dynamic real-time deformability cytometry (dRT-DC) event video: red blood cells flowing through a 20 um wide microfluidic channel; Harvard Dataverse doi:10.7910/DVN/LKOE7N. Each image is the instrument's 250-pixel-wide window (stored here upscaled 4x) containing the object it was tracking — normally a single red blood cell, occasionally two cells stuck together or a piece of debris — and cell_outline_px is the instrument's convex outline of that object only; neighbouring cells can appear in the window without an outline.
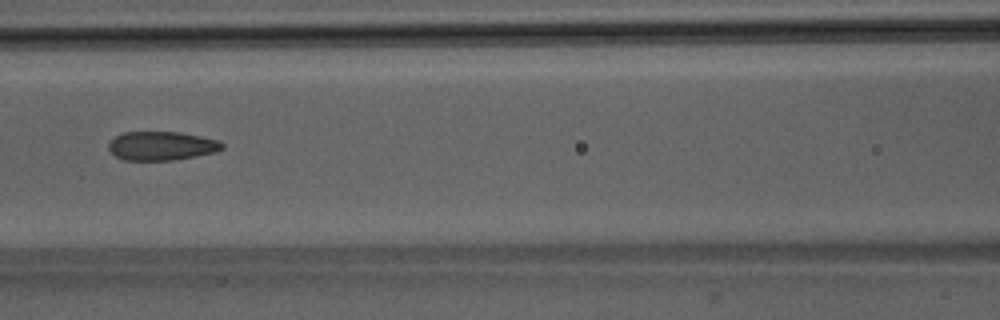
{"species": "Egyptian fruit bat (a non-hibernating species)", "species_latin": "Rousettus aegyptiacus", "temperature_condition": "room temperature", "stored_images_in_passage": 7, "camera_frame_rate_fps": 3000, "um_per_image_px": 0.085, "animal": {"sex": "male"}, "frame": {"image": 1, "passage_image": 7, "time_ms": 6.667, "image_size_px": [1000, 320], "cell_outline_px": [[224, 148], [216, 152], [176, 160], [124, 160], [116, 156], [108, 148], [108, 144], [116, 136], [124, 132], [180, 132], [220, 140], [224, 144]], "centroid_in_image_um": [13.77, 12.4], "position_along_channel_um": 152.8, "area_um2": 19.13}}